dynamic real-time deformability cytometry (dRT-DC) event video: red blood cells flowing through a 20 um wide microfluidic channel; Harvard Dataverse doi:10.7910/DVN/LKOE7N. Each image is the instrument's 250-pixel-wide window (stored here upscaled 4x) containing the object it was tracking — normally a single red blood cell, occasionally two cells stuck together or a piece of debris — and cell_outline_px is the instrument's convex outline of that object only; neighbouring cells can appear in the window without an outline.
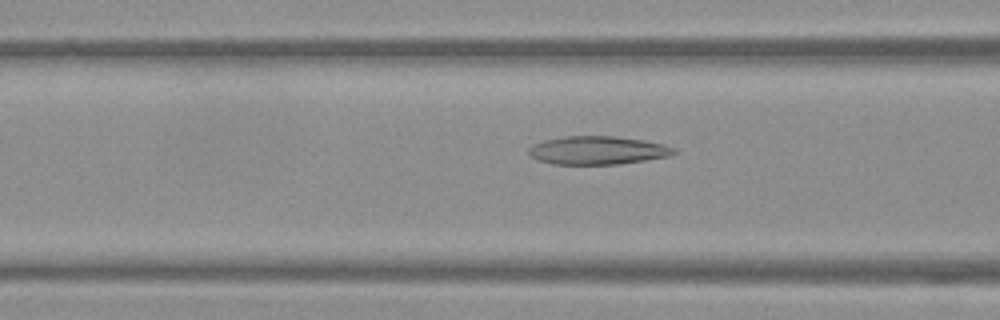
{"species": "Egyptian fruit bat (a non-hibernating species)", "species_latin": "Rousettus aegyptiacus", "temperature_condition": "warm", "stored_images_in_passage": 36, "camera_frame_rate_fps": 3000, "um_per_image_px": 0.085, "frame": {"image": 1, "passage_image": 4, "time_ms": 1.0, "image_size_px": [1000, 320], "cell_outline_px": [[676, 152], [672, 156], [620, 164], [552, 164], [536, 160], [528, 152], [528, 148], [532, 144], [544, 140], [564, 136], [616, 136], [644, 140], [664, 144], [676, 148]], "centroid_in_image_um": [50.81, 12.78], "position_along_channel_um": 115.8, "area_um2": 24.22}}
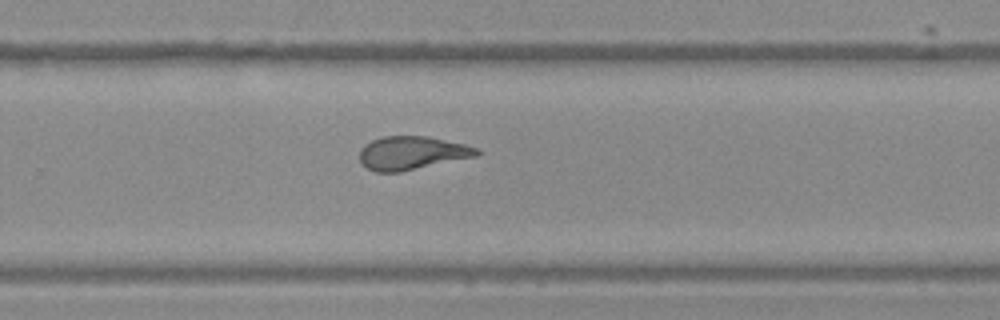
{"frame": {"image": 2, "passage_image": 18, "time_ms": 5.667, "image_size_px": [1000, 320], "cell_outline_px": [[480, 156], [400, 172], [376, 172], [360, 164], [360, 148], [364, 144], [372, 140], [384, 136], [428, 136], [464, 144], [480, 148]], "centroid_in_image_um": [35.04, 13.01], "position_along_channel_um": 294.8, "area_um2": 23.12}}
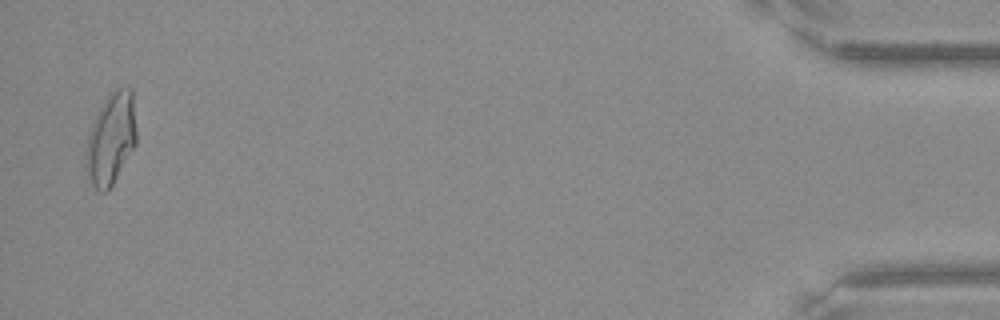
{"frame": {"image": 3, "passage_image": 35, "time_ms": 11.333, "image_size_px": [1000, 320], "cell_outline_px": [[136, 144], [108, 192], [100, 192], [88, 180], [84, 168], [84, 148], [88, 132], [104, 100], [116, 88], [132, 88], [136, 132]], "centroid_in_image_um": [9.39, 11.85], "position_along_channel_um": 425.8, "area_um2": 27.28}}